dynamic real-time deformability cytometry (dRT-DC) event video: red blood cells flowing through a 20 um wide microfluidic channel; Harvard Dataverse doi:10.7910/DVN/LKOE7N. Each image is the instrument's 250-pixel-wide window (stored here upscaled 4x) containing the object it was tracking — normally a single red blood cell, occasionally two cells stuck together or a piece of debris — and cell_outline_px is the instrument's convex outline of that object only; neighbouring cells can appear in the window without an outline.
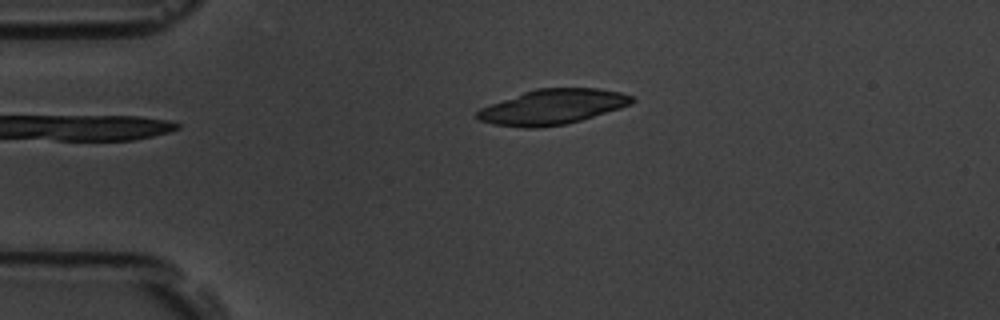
{"species": "common noctule bat (a hibernating species)", "species_latin": "Nyctalus noctula", "temperature_condition": "room temperature", "stored_images_in_passage": 43, "camera_frame_rate_fps": 3000, "um_per_image_px": 0.085, "animal": {"sex": "male", "body_mass_g": 19.5, "forearm_length_mm": 54.6}, "frame": {"image": 1, "passage_image": 1, "time_ms": 0.0, "image_size_px": [1000, 320], "cell_outline_px": [[636, 100], [632, 104], [620, 108], [580, 120], [564, 124], [540, 128], [524, 128], [496, 124], [480, 120], [476, 116], [476, 112], [480, 108], [524, 92], [536, 88], [600, 88], [620, 92], [632, 96]], "centroid_in_image_um": [46.99, 9.08], "position_along_channel_um": 38.0, "area_um2": 31.39}}